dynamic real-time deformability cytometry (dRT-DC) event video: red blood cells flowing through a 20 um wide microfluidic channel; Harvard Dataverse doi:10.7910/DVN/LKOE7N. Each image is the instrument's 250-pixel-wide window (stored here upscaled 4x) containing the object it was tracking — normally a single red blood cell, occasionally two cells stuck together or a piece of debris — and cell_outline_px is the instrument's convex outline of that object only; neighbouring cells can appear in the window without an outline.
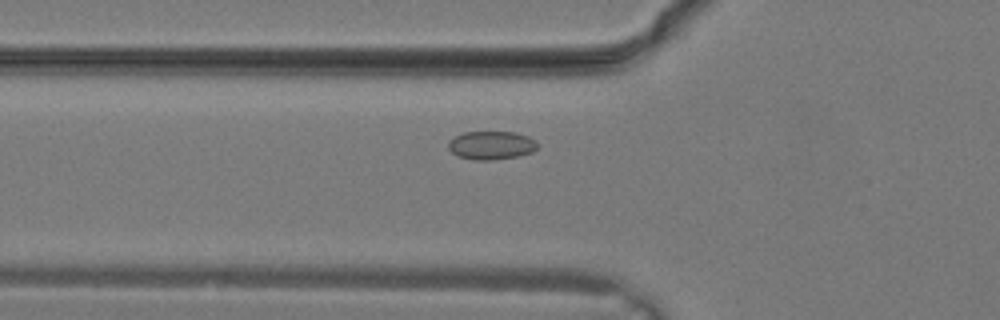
{"species": "common noctule bat (a hibernating species)", "species_latin": "Nyctalus noctula", "temperature_condition": "warm", "stored_images_in_passage": 15, "camera_frame_rate_fps": 3000, "um_per_image_px": 0.085, "animal": {"sex": "male", "body_mass_g": 19.2, "forearm_length_mm": 51.8}, "frame": {"image": 1, "passage_image": 7, "time_ms": 2.0, "image_size_px": [1000, 320], "cell_outline_px": [[536, 148], [532, 152], [516, 156], [492, 160], [472, 160], [460, 156], [452, 152], [448, 148], [448, 140], [464, 132], [516, 132], [528, 136], [536, 140]], "centroid_in_image_um": [41.75, 12.34], "position_along_channel_um": 84.1, "area_um2": 14.68}}
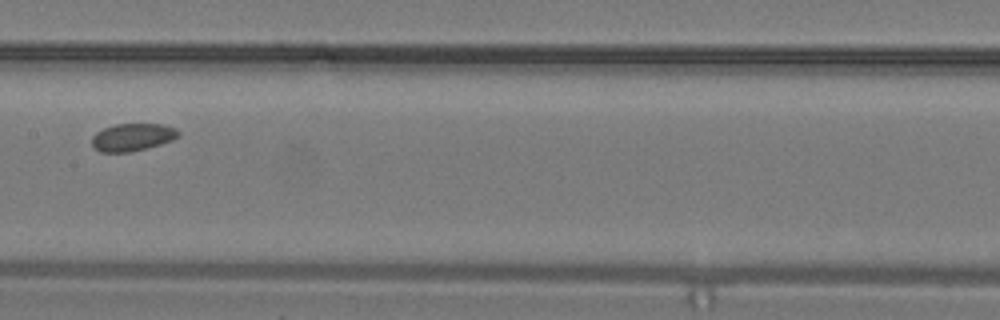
{"frame": {"image": 2, "passage_image": 12, "time_ms": 3.667, "image_size_px": [1000, 320], "cell_outline_px": [[180, 136], [172, 140], [160, 144], [128, 152], [100, 152], [92, 148], [92, 136], [96, 132], [104, 128], [116, 124], [164, 124], [176, 128], [180, 132]], "centroid_in_image_um": [11.25, 11.65], "position_along_channel_um": 196.1, "area_um2": 13.93}}
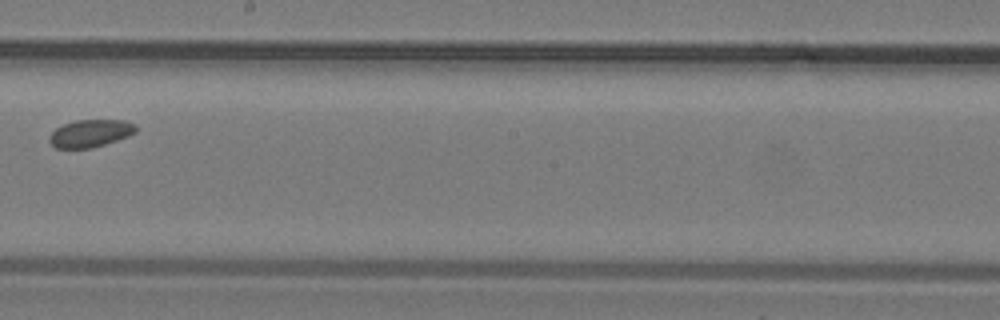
{"frame": {"image": 3, "passage_image": 14, "time_ms": 4.333, "image_size_px": [1000, 320], "cell_outline_px": [[136, 132], [128, 136], [92, 148], [56, 148], [48, 140], [48, 136], [56, 128], [64, 124], [76, 120], [124, 120], [136, 124]], "centroid_in_image_um": [7.67, 11.33], "position_along_channel_um": 240.5, "area_um2": 13.81}}